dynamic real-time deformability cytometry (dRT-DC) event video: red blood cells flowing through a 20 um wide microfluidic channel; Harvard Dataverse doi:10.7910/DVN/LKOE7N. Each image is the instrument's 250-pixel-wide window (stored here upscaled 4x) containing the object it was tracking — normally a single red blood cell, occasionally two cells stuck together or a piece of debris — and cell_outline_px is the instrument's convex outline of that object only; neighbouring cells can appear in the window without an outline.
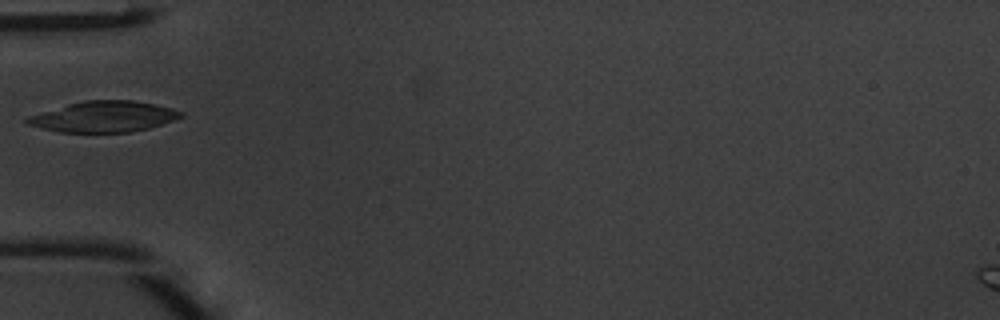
{"species": "common noctule bat (a hibernating species)", "species_latin": "Nyctalus noctula", "temperature_condition": "warm", "stored_images_in_passage": 32, "camera_frame_rate_fps": 3000, "um_per_image_px": 0.085, "animal": {"sex": "male", "body_mass_g": 20.1, "forearm_length_mm": 53.5}, "frame": {"image": 1, "passage_image": 1, "time_ms": 0.0, "image_size_px": [1000, 320], "cell_outline_px": [[184, 116], [148, 128], [132, 132], [60, 132], [24, 124], [24, 120], [28, 116], [68, 104], [84, 100], [136, 100], [156, 104], [184, 112]], "centroid_in_image_um": [8.8, 9.91], "position_along_channel_um": 76.2, "area_um2": 27.57}}
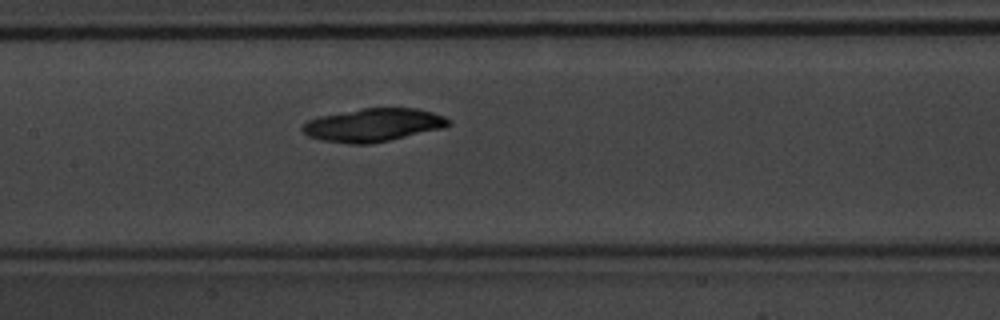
{"frame": {"image": 2, "passage_image": 8, "time_ms": 2.333, "image_size_px": [1000, 320], "cell_outline_px": [[452, 124], [444, 128], [388, 140], [368, 144], [348, 144], [324, 140], [308, 136], [300, 128], [308, 120], [320, 116], [360, 108], [416, 108], [432, 112], [444, 116]], "centroid_in_image_um": [31.72, 10.62], "position_along_channel_um": 175.7, "area_um2": 28.03}}
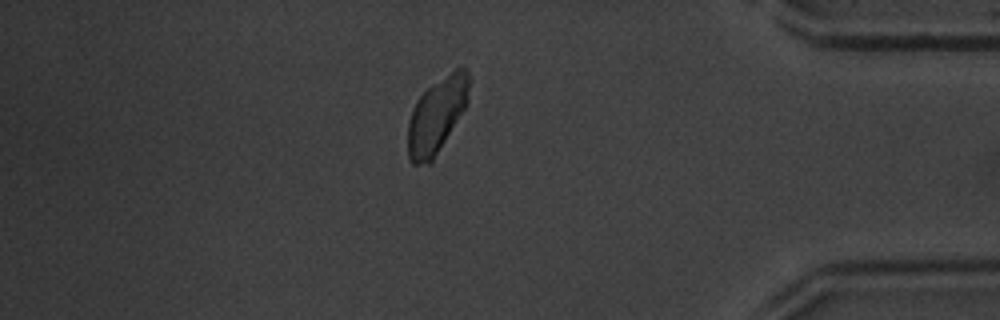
{"frame": {"image": 3, "passage_image": 26, "time_ms": 8.333, "image_size_px": [1000, 320], "cell_outline_px": [[468, 104], [432, 164], [412, 164], [408, 156], [408, 120], [412, 108], [416, 100], [428, 88], [456, 68], [464, 68], [468, 72]], "centroid_in_image_um": [37.11, 9.88], "position_along_channel_um": 398.1, "area_um2": 26.99}}